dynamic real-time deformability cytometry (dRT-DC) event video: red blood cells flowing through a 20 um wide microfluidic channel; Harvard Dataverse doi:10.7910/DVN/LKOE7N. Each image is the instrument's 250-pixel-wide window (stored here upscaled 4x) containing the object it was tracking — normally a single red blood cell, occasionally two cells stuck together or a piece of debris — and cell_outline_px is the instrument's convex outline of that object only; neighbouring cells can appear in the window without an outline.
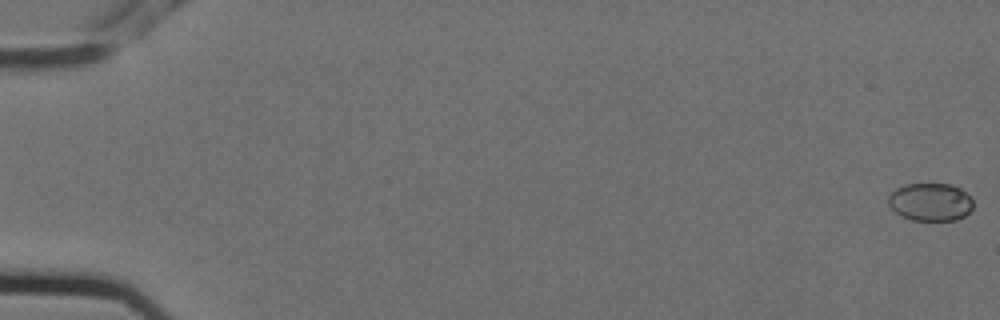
{"species": "Egyptian fruit bat (a non-hibernating species)", "species_latin": "Rousettus aegyptiacus", "temperature_condition": "cold", "stored_images_in_passage": 10, "camera_frame_rate_fps": 3000, "um_per_image_px": 0.085, "animal": {"sex": "female"}, "frame": {"image": 1, "passage_image": 1, "time_ms": 0.0, "image_size_px": [1000, 320], "cell_outline_px": [[972, 208], [964, 216], [956, 220], [912, 220], [900, 216], [888, 204], [888, 196], [896, 188], [904, 184], [952, 184], [960, 188], [972, 200]], "centroid_in_image_um": [79.06, 17.17], "position_along_channel_um": 5.9, "area_um2": 18.67}}
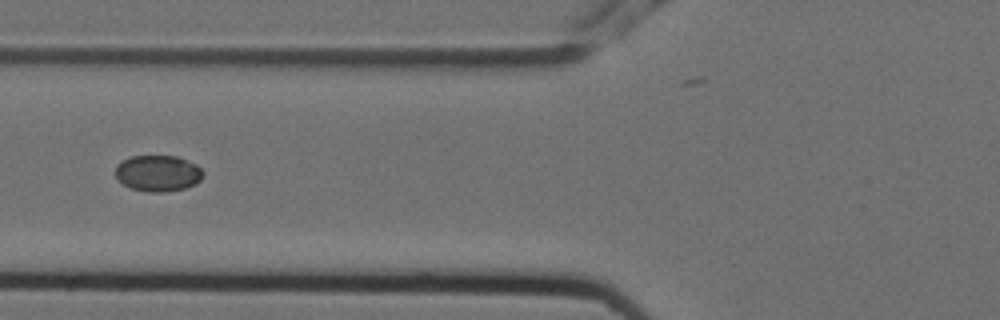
{"frame": {"image": 2, "passage_image": 6, "time_ms": 1.667, "image_size_px": [1000, 320], "cell_outline_px": [[204, 176], [196, 184], [184, 188], [164, 192], [144, 192], [132, 188], [116, 180], [116, 164], [120, 160], [132, 156], [176, 156], [196, 164], [204, 172]], "centroid_in_image_um": [13.41, 14.73], "position_along_channel_um": 112.4, "area_um2": 18.67}}
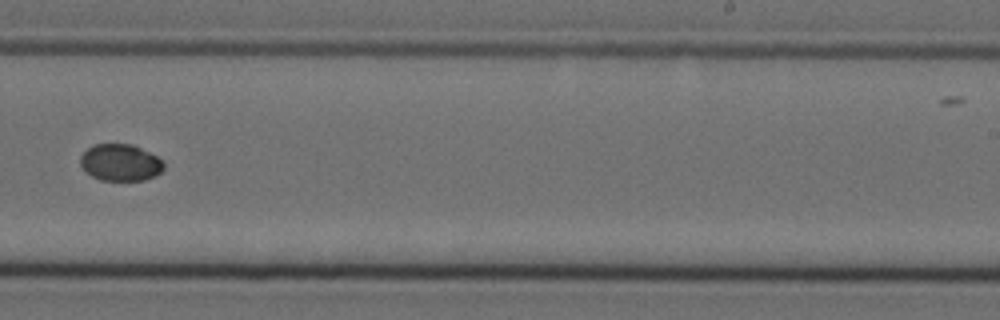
{"frame": {"image": 3, "passage_image": 10, "time_ms": 3.0, "image_size_px": [1000, 320], "cell_outline_px": [[164, 168], [156, 176], [144, 180], [100, 180], [92, 176], [80, 164], [80, 156], [92, 144], [132, 144], [156, 156], [164, 164]], "centroid_in_image_um": [10.22, 13.81], "position_along_channel_um": 278.8, "area_um2": 17.74}}